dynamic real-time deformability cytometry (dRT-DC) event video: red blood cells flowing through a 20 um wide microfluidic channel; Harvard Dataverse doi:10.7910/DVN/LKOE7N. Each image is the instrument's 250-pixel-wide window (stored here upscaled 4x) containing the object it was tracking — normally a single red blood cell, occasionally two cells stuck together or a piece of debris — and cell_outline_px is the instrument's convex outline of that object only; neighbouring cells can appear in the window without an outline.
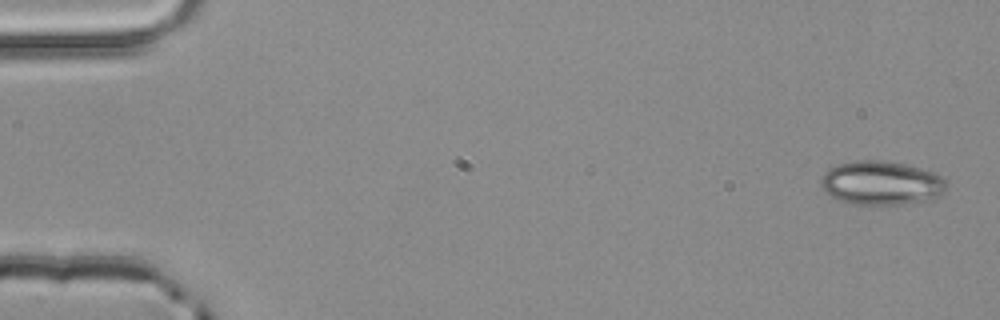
{"species": "common noctule bat (a hibernating species)", "species_latin": "Nyctalus noctula", "temperature_condition": "room temperature", "stored_images_in_passage": 4, "camera_frame_rate_fps": 3000, "um_per_image_px": 0.085, "animal": {"sex": "male", "body_mass_g": 20.4}, "frame": {"image": 1, "passage_image": 1, "time_ms": 0.0, "image_size_px": [1000, 320], "cell_outline_px": [[944, 192], [936, 200], [904, 204], [852, 204], [840, 200], [824, 192], [820, 188], [820, 180], [824, 172], [828, 168], [840, 164], [856, 160], [884, 160], [904, 164], [936, 172], [944, 180]], "centroid_in_image_um": [74.91, 15.56], "position_along_channel_um": 10.1, "area_um2": 32.43}}